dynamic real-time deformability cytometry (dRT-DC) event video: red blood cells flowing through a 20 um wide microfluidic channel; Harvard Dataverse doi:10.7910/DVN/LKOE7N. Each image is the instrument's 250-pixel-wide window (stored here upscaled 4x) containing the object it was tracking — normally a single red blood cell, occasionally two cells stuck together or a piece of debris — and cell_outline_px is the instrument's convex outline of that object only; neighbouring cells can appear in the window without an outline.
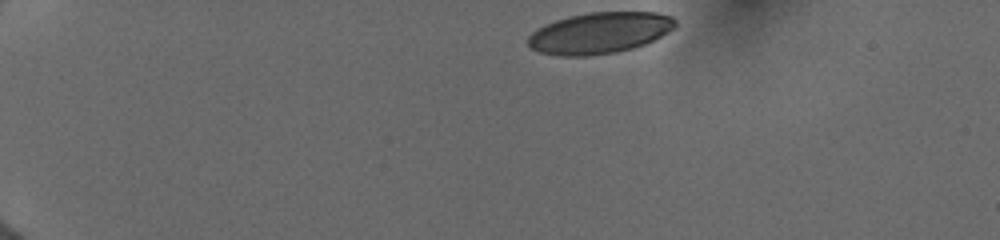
{"species": "human", "species_latin": "Homo sapiens", "temperature_condition": "cold", "stored_images_in_passage": 9, "camera_frame_rate_fps": 3000, "um_per_image_px": 0.085, "donor": {"sex": "female"}, "frame": {"image": 1, "passage_image": 1, "time_ms": 0.0, "image_size_px": [1000, 240], "cell_outline_px": [[676, 24], [668, 32], [644, 44], [632, 48], [616, 52], [588, 56], [560, 56], [540, 52], [532, 48], [528, 44], [528, 36], [532, 32], [544, 24], [568, 16], [588, 12], [656, 12], [672, 16], [676, 20]], "centroid_in_image_um": [50.95, 2.79], "position_along_channel_um": 34.1, "area_um2": 35.32}}
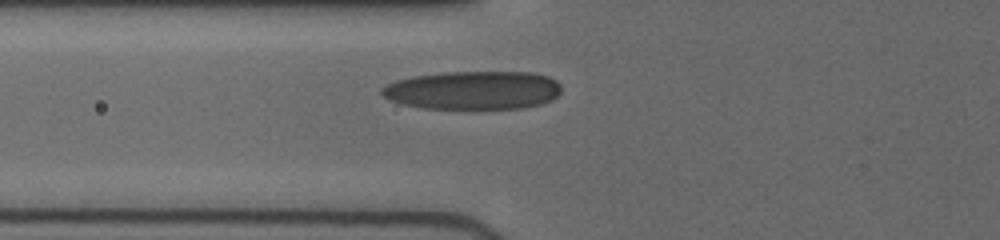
{"frame": {"image": 2, "passage_image": 6, "time_ms": 3.667, "image_size_px": [1000, 240], "cell_outline_px": [[560, 92], [552, 100], [540, 104], [520, 108], [424, 108], [404, 104], [392, 100], [384, 96], [380, 92], [380, 88], [396, 80], [412, 76], [444, 72], [532, 72], [548, 76], [556, 80], [560, 84]], "centroid_in_image_um": [40.23, 7.65], "position_along_channel_um": 85.6, "area_um2": 40.11}}
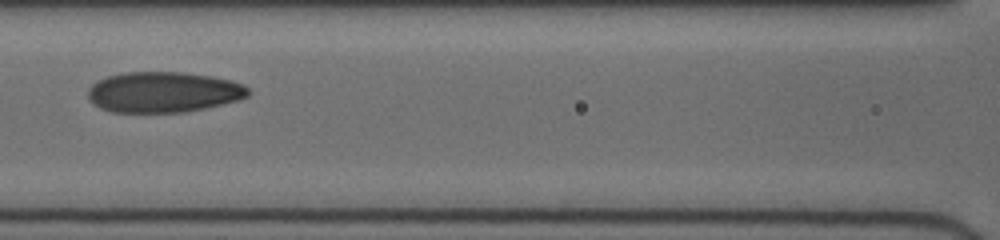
{"frame": {"image": 3, "passage_image": 8, "time_ms": 5.333, "image_size_px": [1000, 240], "cell_outline_px": [[248, 96], [240, 100], [204, 108], [184, 112], [112, 112], [100, 108], [92, 104], [88, 100], [88, 88], [96, 80], [108, 76], [124, 72], [184, 72], [212, 76], [244, 84], [248, 88]], "centroid_in_image_um": [13.85, 7.83], "position_along_channel_um": 152.7, "area_um2": 38.15}}